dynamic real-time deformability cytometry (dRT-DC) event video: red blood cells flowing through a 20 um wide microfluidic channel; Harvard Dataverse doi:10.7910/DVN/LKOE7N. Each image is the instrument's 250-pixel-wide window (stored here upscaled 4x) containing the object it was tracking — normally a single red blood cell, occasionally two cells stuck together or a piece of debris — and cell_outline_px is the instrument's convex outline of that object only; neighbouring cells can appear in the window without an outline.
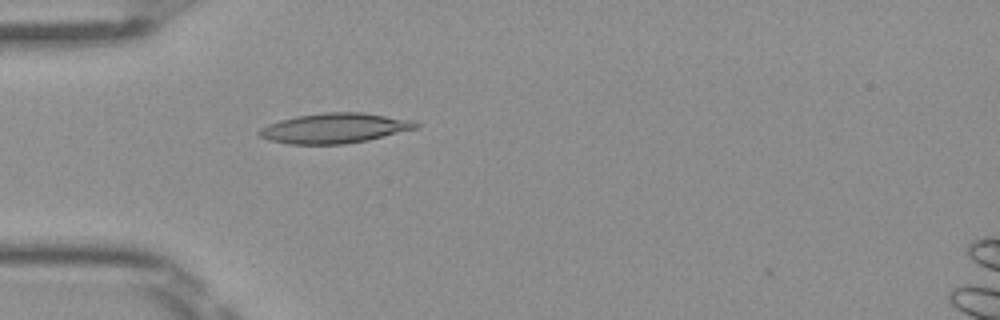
{"species": "Egyptian fruit bat (a non-hibernating species)", "species_latin": "Rousettus aegyptiacus", "temperature_condition": "room temperature", "stored_images_in_passage": 38, "camera_frame_rate_fps": 3000, "um_per_image_px": 0.085, "frame": {"image": 1, "passage_image": 3, "time_ms": 0.667, "image_size_px": [1000, 320], "cell_outline_px": [[420, 124], [416, 128], [368, 140], [344, 144], [288, 144], [268, 140], [260, 136], [256, 132], [260, 128], [268, 124], [280, 120], [296, 116], [324, 112], [360, 112], [412, 120]], "centroid_in_image_um": [28.39, 10.9], "position_along_channel_um": 56.6, "area_um2": 27.28}}
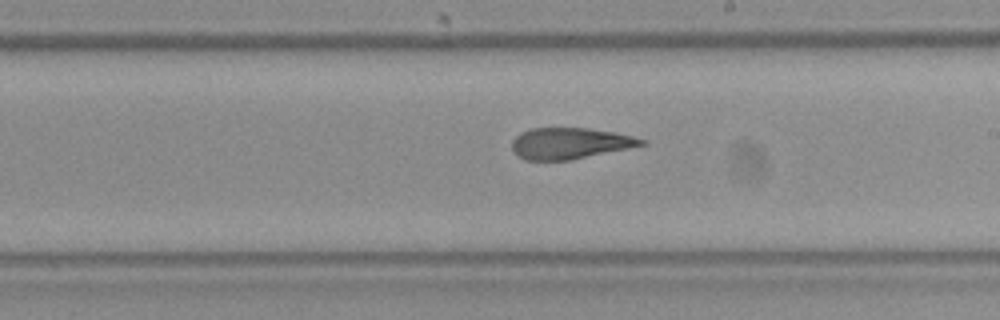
{"frame": {"image": 2, "passage_image": 17, "time_ms": 5.333, "image_size_px": [1000, 320], "cell_outline_px": [[648, 144], [572, 160], [524, 160], [512, 148], [512, 140], [520, 132], [532, 128], [588, 128], [616, 132], [648, 140]], "centroid_in_image_um": [48.49, 12.18], "position_along_channel_um": 240.5, "area_um2": 23.64}}
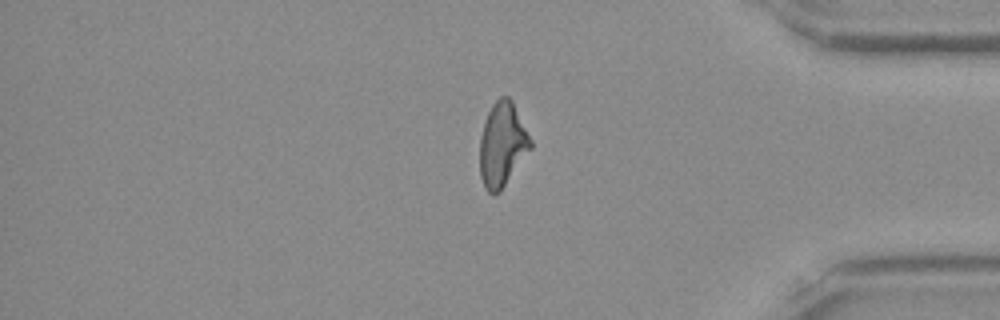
{"frame": {"image": 3, "passage_image": 30, "time_ms": 9.667, "image_size_px": [1000, 320], "cell_outline_px": [[532, 148], [500, 192], [492, 196], [484, 188], [480, 176], [480, 136], [488, 112], [492, 104], [500, 96], [508, 96], [512, 100], [532, 140]], "centroid_in_image_um": [42.7, 12.31], "position_along_channel_um": 392.5, "area_um2": 25.09}, "authors_computed_cell_mechanics": {"area_um2": 25.0274, "velocity_mm_per_s": 4.0524, "shape_relaxation_time_tau1_ms": null, "shape_relaxation_time_tau2_ms": 2.3239, "deformation_change_tau1": null, "deformation_change_tau2": 0.1081}}